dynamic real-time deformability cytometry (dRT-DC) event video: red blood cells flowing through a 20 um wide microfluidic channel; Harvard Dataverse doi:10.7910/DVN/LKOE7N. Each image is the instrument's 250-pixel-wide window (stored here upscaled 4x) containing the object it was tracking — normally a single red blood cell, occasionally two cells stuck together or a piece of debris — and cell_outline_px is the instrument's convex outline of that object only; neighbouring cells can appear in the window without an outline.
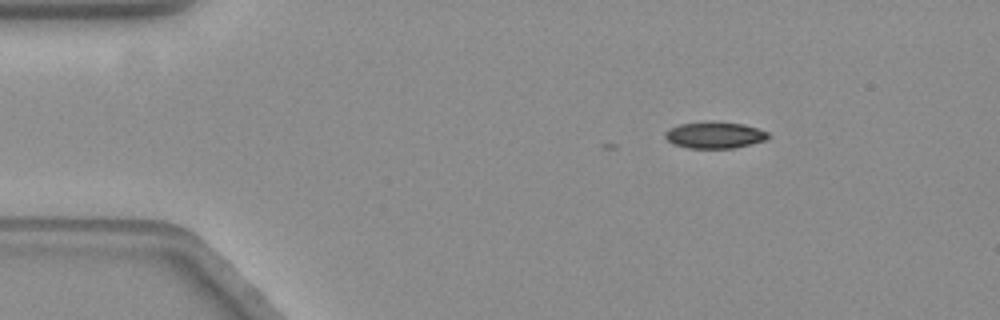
{"species": "common noctule bat (a hibernating species)", "species_latin": "Nyctalus noctula", "temperature_condition": "warm", "stored_images_in_passage": 4, "camera_frame_rate_fps": 3000, "um_per_image_px": 0.085, "animal": {"sex": "female", "body_mass_g": 19.3, "forearm_length_mm": 54.1}, "frame": {"image": 1, "passage_image": 4, "time_ms": 1.0, "image_size_px": [1000, 320], "cell_outline_px": [[768, 136], [764, 140], [732, 148], [688, 148], [672, 144], [664, 136], [664, 132], [680, 124], [740, 124], [756, 128], [768, 132]], "centroid_in_image_um": [60.7, 11.53], "position_along_channel_um": 24.3, "area_um2": 14.91}}